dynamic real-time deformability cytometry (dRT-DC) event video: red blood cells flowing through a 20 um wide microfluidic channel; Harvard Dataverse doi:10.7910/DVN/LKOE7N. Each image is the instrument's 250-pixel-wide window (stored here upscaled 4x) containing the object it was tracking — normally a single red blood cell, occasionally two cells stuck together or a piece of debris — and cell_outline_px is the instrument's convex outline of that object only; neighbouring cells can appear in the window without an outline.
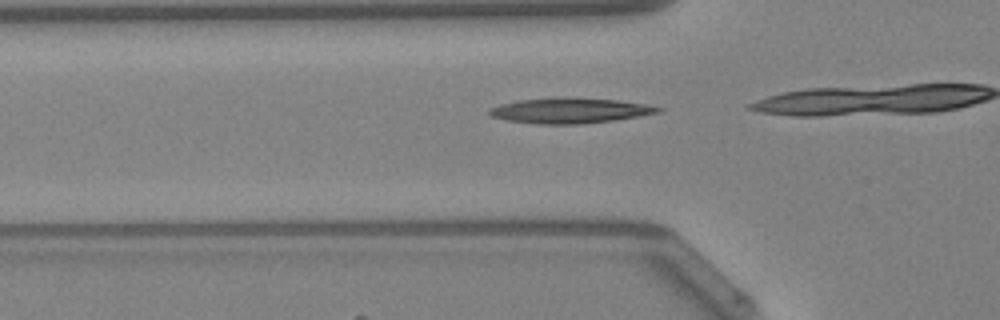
{"species": "Egyptian fruit bat (a non-hibernating species)", "species_latin": "Rousettus aegyptiacus", "temperature_condition": "warm", "stored_images_in_passage": 12, "camera_frame_rate_fps": 3000, "um_per_image_px": 0.085, "animal": {"sex": "female"}, "frame": {"image": 1, "passage_image": 3, "time_ms": 0.667, "image_size_px": [1000, 320], "cell_outline_px": [[664, 108], [660, 112], [612, 120], [580, 124], [536, 124], [504, 120], [492, 116], [488, 112], [492, 108], [500, 104], [520, 100], [552, 96], [564, 96], [620, 100], [648, 104]], "centroid_in_image_um": [48.44, 9.38], "position_along_channel_um": 77.4, "area_um2": 25.2}}